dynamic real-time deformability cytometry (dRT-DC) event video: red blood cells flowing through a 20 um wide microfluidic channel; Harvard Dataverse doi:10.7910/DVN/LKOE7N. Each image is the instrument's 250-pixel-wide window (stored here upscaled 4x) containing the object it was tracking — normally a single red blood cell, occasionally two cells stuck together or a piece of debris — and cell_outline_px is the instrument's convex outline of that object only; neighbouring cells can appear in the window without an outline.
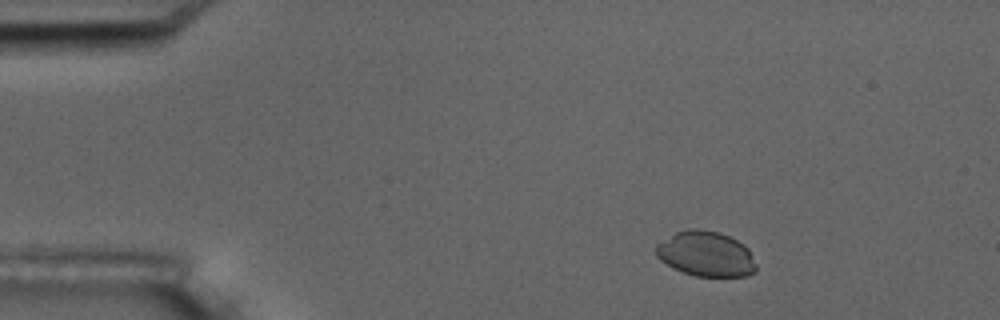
{"species": "common noctule bat (a hibernating species)", "species_latin": "Nyctalus noctula", "temperature_condition": "room temperature", "stored_images_in_passage": 9, "camera_frame_rate_fps": 3000, "um_per_image_px": 0.085, "animal": {"sex": "male", "body_mass_g": 17.5, "forearm_length_mm": 52.3}, "frame": {"image": 1, "passage_image": 2, "time_ms": 1.0, "image_size_px": [1000, 320], "cell_outline_px": [[756, 272], [748, 276], [696, 276], [672, 268], [660, 260], [656, 256], [656, 244], [676, 232], [688, 228], [696, 228], [720, 232], [744, 244], [748, 248], [756, 264]], "centroid_in_image_um": [60.0, 21.58], "position_along_channel_um": 25.0, "area_um2": 26.47}}
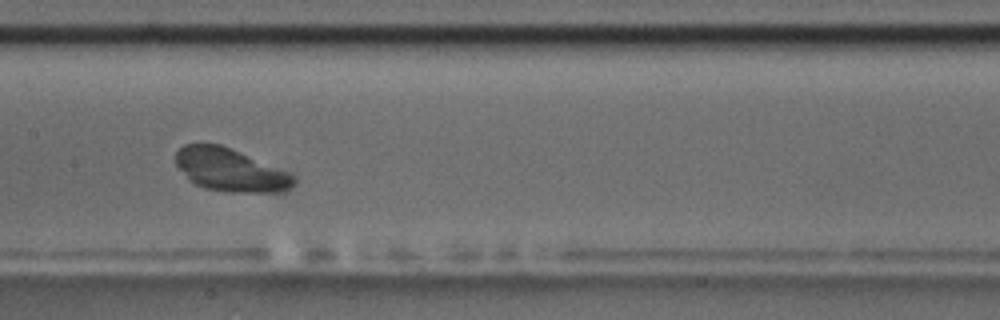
{"frame": {"image": 2, "passage_image": 7, "time_ms": 7.667, "image_size_px": [1000, 320], "cell_outline_px": [[296, 180], [288, 188], [272, 192], [228, 192], [204, 188], [188, 180], [176, 164], [176, 152], [184, 144], [220, 144], [284, 172], [292, 176]], "centroid_in_image_um": [19.46, 14.45], "position_along_channel_um": 187.9, "area_um2": 28.5}}